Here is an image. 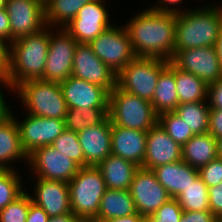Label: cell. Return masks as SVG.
I'll return each mask as SVG.
<instances>
[{
    "instance_id": "obj_1",
    "label": "cell",
    "mask_w": 222,
    "mask_h": 222,
    "mask_svg": "<svg viewBox=\"0 0 222 222\" xmlns=\"http://www.w3.org/2000/svg\"><path fill=\"white\" fill-rule=\"evenodd\" d=\"M176 14L150 8L133 17L125 29L137 57L170 61L175 53Z\"/></svg>"
},
{
    "instance_id": "obj_2",
    "label": "cell",
    "mask_w": 222,
    "mask_h": 222,
    "mask_svg": "<svg viewBox=\"0 0 222 222\" xmlns=\"http://www.w3.org/2000/svg\"><path fill=\"white\" fill-rule=\"evenodd\" d=\"M48 45L49 26L9 44V63L5 76L14 88L27 80H43Z\"/></svg>"
},
{
    "instance_id": "obj_3",
    "label": "cell",
    "mask_w": 222,
    "mask_h": 222,
    "mask_svg": "<svg viewBox=\"0 0 222 222\" xmlns=\"http://www.w3.org/2000/svg\"><path fill=\"white\" fill-rule=\"evenodd\" d=\"M215 6L180 10L176 14L175 52L215 47L222 27V8L220 5Z\"/></svg>"
},
{
    "instance_id": "obj_4",
    "label": "cell",
    "mask_w": 222,
    "mask_h": 222,
    "mask_svg": "<svg viewBox=\"0 0 222 222\" xmlns=\"http://www.w3.org/2000/svg\"><path fill=\"white\" fill-rule=\"evenodd\" d=\"M68 186L72 213L83 222H93L107 189L100 170L96 166L80 167Z\"/></svg>"
},
{
    "instance_id": "obj_5",
    "label": "cell",
    "mask_w": 222,
    "mask_h": 222,
    "mask_svg": "<svg viewBox=\"0 0 222 222\" xmlns=\"http://www.w3.org/2000/svg\"><path fill=\"white\" fill-rule=\"evenodd\" d=\"M108 117L111 123L127 129L147 132L158 123L150 101L120 89L109 93Z\"/></svg>"
},
{
    "instance_id": "obj_6",
    "label": "cell",
    "mask_w": 222,
    "mask_h": 222,
    "mask_svg": "<svg viewBox=\"0 0 222 222\" xmlns=\"http://www.w3.org/2000/svg\"><path fill=\"white\" fill-rule=\"evenodd\" d=\"M16 91L27 114L65 120L68 106L59 83L32 79L19 84Z\"/></svg>"
},
{
    "instance_id": "obj_7",
    "label": "cell",
    "mask_w": 222,
    "mask_h": 222,
    "mask_svg": "<svg viewBox=\"0 0 222 222\" xmlns=\"http://www.w3.org/2000/svg\"><path fill=\"white\" fill-rule=\"evenodd\" d=\"M168 61L156 57H135L116 78V85L131 94L151 101L160 72Z\"/></svg>"
},
{
    "instance_id": "obj_8",
    "label": "cell",
    "mask_w": 222,
    "mask_h": 222,
    "mask_svg": "<svg viewBox=\"0 0 222 222\" xmlns=\"http://www.w3.org/2000/svg\"><path fill=\"white\" fill-rule=\"evenodd\" d=\"M88 45L96 56L116 74L136 57L125 27L113 25Z\"/></svg>"
},
{
    "instance_id": "obj_9",
    "label": "cell",
    "mask_w": 222,
    "mask_h": 222,
    "mask_svg": "<svg viewBox=\"0 0 222 222\" xmlns=\"http://www.w3.org/2000/svg\"><path fill=\"white\" fill-rule=\"evenodd\" d=\"M49 28V45L43 80L60 83L71 76L74 52L78 42L64 29L52 33ZM55 35V36H54Z\"/></svg>"
},
{
    "instance_id": "obj_10",
    "label": "cell",
    "mask_w": 222,
    "mask_h": 222,
    "mask_svg": "<svg viewBox=\"0 0 222 222\" xmlns=\"http://www.w3.org/2000/svg\"><path fill=\"white\" fill-rule=\"evenodd\" d=\"M28 164L37 178L69 183L80 166L72 159L58 152L52 145L35 149L28 155Z\"/></svg>"
},
{
    "instance_id": "obj_11",
    "label": "cell",
    "mask_w": 222,
    "mask_h": 222,
    "mask_svg": "<svg viewBox=\"0 0 222 222\" xmlns=\"http://www.w3.org/2000/svg\"><path fill=\"white\" fill-rule=\"evenodd\" d=\"M104 1L92 0L85 4L76 17L64 27L79 44H89L113 26L109 22V13L103 4Z\"/></svg>"
},
{
    "instance_id": "obj_12",
    "label": "cell",
    "mask_w": 222,
    "mask_h": 222,
    "mask_svg": "<svg viewBox=\"0 0 222 222\" xmlns=\"http://www.w3.org/2000/svg\"><path fill=\"white\" fill-rule=\"evenodd\" d=\"M137 212L145 219L153 215L171 197L152 170L139 167L130 186Z\"/></svg>"
},
{
    "instance_id": "obj_13",
    "label": "cell",
    "mask_w": 222,
    "mask_h": 222,
    "mask_svg": "<svg viewBox=\"0 0 222 222\" xmlns=\"http://www.w3.org/2000/svg\"><path fill=\"white\" fill-rule=\"evenodd\" d=\"M170 61L180 70L199 77L207 85L222 79L215 47L178 50Z\"/></svg>"
},
{
    "instance_id": "obj_14",
    "label": "cell",
    "mask_w": 222,
    "mask_h": 222,
    "mask_svg": "<svg viewBox=\"0 0 222 222\" xmlns=\"http://www.w3.org/2000/svg\"><path fill=\"white\" fill-rule=\"evenodd\" d=\"M10 43L20 37L34 34L45 28V8L38 0H7Z\"/></svg>"
},
{
    "instance_id": "obj_15",
    "label": "cell",
    "mask_w": 222,
    "mask_h": 222,
    "mask_svg": "<svg viewBox=\"0 0 222 222\" xmlns=\"http://www.w3.org/2000/svg\"><path fill=\"white\" fill-rule=\"evenodd\" d=\"M23 122L12 114L18 126L21 144L27 155L35 149L48 146L65 130V121L56 118L38 117L26 114Z\"/></svg>"
},
{
    "instance_id": "obj_16",
    "label": "cell",
    "mask_w": 222,
    "mask_h": 222,
    "mask_svg": "<svg viewBox=\"0 0 222 222\" xmlns=\"http://www.w3.org/2000/svg\"><path fill=\"white\" fill-rule=\"evenodd\" d=\"M71 75L102 86L109 93L116 87L117 74L102 62L88 44L76 46Z\"/></svg>"
},
{
    "instance_id": "obj_17",
    "label": "cell",
    "mask_w": 222,
    "mask_h": 222,
    "mask_svg": "<svg viewBox=\"0 0 222 222\" xmlns=\"http://www.w3.org/2000/svg\"><path fill=\"white\" fill-rule=\"evenodd\" d=\"M182 160V146L157 123L147 131L146 154L142 168L153 170L161 165Z\"/></svg>"
},
{
    "instance_id": "obj_18",
    "label": "cell",
    "mask_w": 222,
    "mask_h": 222,
    "mask_svg": "<svg viewBox=\"0 0 222 222\" xmlns=\"http://www.w3.org/2000/svg\"><path fill=\"white\" fill-rule=\"evenodd\" d=\"M59 84L68 108H108L109 92L102 86L72 75Z\"/></svg>"
},
{
    "instance_id": "obj_19",
    "label": "cell",
    "mask_w": 222,
    "mask_h": 222,
    "mask_svg": "<svg viewBox=\"0 0 222 222\" xmlns=\"http://www.w3.org/2000/svg\"><path fill=\"white\" fill-rule=\"evenodd\" d=\"M112 123L107 116L100 124L77 132L84 154V167L97 166L111 154Z\"/></svg>"
},
{
    "instance_id": "obj_20",
    "label": "cell",
    "mask_w": 222,
    "mask_h": 222,
    "mask_svg": "<svg viewBox=\"0 0 222 222\" xmlns=\"http://www.w3.org/2000/svg\"><path fill=\"white\" fill-rule=\"evenodd\" d=\"M32 202L41 207L49 217L71 213L68 183L37 178Z\"/></svg>"
},
{
    "instance_id": "obj_21",
    "label": "cell",
    "mask_w": 222,
    "mask_h": 222,
    "mask_svg": "<svg viewBox=\"0 0 222 222\" xmlns=\"http://www.w3.org/2000/svg\"><path fill=\"white\" fill-rule=\"evenodd\" d=\"M146 138L145 131L112 124L111 153L142 167L146 154Z\"/></svg>"
},
{
    "instance_id": "obj_22",
    "label": "cell",
    "mask_w": 222,
    "mask_h": 222,
    "mask_svg": "<svg viewBox=\"0 0 222 222\" xmlns=\"http://www.w3.org/2000/svg\"><path fill=\"white\" fill-rule=\"evenodd\" d=\"M152 171L171 198H176L199 176L198 169L183 160L161 165Z\"/></svg>"
},
{
    "instance_id": "obj_23",
    "label": "cell",
    "mask_w": 222,
    "mask_h": 222,
    "mask_svg": "<svg viewBox=\"0 0 222 222\" xmlns=\"http://www.w3.org/2000/svg\"><path fill=\"white\" fill-rule=\"evenodd\" d=\"M108 189L129 190L139 166L120 156L110 154L96 166Z\"/></svg>"
},
{
    "instance_id": "obj_24",
    "label": "cell",
    "mask_w": 222,
    "mask_h": 222,
    "mask_svg": "<svg viewBox=\"0 0 222 222\" xmlns=\"http://www.w3.org/2000/svg\"><path fill=\"white\" fill-rule=\"evenodd\" d=\"M155 113L159 116L165 112L176 110L179 105L175 82V65L168 61V65L160 72L152 100Z\"/></svg>"
},
{
    "instance_id": "obj_25",
    "label": "cell",
    "mask_w": 222,
    "mask_h": 222,
    "mask_svg": "<svg viewBox=\"0 0 222 222\" xmlns=\"http://www.w3.org/2000/svg\"><path fill=\"white\" fill-rule=\"evenodd\" d=\"M217 157L216 138L209 132L194 135L182 146V160L196 169Z\"/></svg>"
},
{
    "instance_id": "obj_26",
    "label": "cell",
    "mask_w": 222,
    "mask_h": 222,
    "mask_svg": "<svg viewBox=\"0 0 222 222\" xmlns=\"http://www.w3.org/2000/svg\"><path fill=\"white\" fill-rule=\"evenodd\" d=\"M20 158L28 163V155L22 147L18 126L11 116L0 124V169H13L10 163Z\"/></svg>"
},
{
    "instance_id": "obj_27",
    "label": "cell",
    "mask_w": 222,
    "mask_h": 222,
    "mask_svg": "<svg viewBox=\"0 0 222 222\" xmlns=\"http://www.w3.org/2000/svg\"><path fill=\"white\" fill-rule=\"evenodd\" d=\"M137 212L135 202L129 190L106 189L101 198L98 215L94 221H104L124 217Z\"/></svg>"
},
{
    "instance_id": "obj_28",
    "label": "cell",
    "mask_w": 222,
    "mask_h": 222,
    "mask_svg": "<svg viewBox=\"0 0 222 222\" xmlns=\"http://www.w3.org/2000/svg\"><path fill=\"white\" fill-rule=\"evenodd\" d=\"M92 0H49L44 6L45 22L54 29L64 28L77 15L78 11Z\"/></svg>"
},
{
    "instance_id": "obj_29",
    "label": "cell",
    "mask_w": 222,
    "mask_h": 222,
    "mask_svg": "<svg viewBox=\"0 0 222 222\" xmlns=\"http://www.w3.org/2000/svg\"><path fill=\"white\" fill-rule=\"evenodd\" d=\"M175 82L179 104L207 100L208 85L192 73L175 66Z\"/></svg>"
},
{
    "instance_id": "obj_30",
    "label": "cell",
    "mask_w": 222,
    "mask_h": 222,
    "mask_svg": "<svg viewBox=\"0 0 222 222\" xmlns=\"http://www.w3.org/2000/svg\"><path fill=\"white\" fill-rule=\"evenodd\" d=\"M206 101L179 104L174 111L194 135L208 133L210 107Z\"/></svg>"
},
{
    "instance_id": "obj_31",
    "label": "cell",
    "mask_w": 222,
    "mask_h": 222,
    "mask_svg": "<svg viewBox=\"0 0 222 222\" xmlns=\"http://www.w3.org/2000/svg\"><path fill=\"white\" fill-rule=\"evenodd\" d=\"M175 199L183 211H210L208 188L199 176Z\"/></svg>"
},
{
    "instance_id": "obj_32",
    "label": "cell",
    "mask_w": 222,
    "mask_h": 222,
    "mask_svg": "<svg viewBox=\"0 0 222 222\" xmlns=\"http://www.w3.org/2000/svg\"><path fill=\"white\" fill-rule=\"evenodd\" d=\"M108 116V108H68L65 116L66 130L79 132L100 124Z\"/></svg>"
},
{
    "instance_id": "obj_33",
    "label": "cell",
    "mask_w": 222,
    "mask_h": 222,
    "mask_svg": "<svg viewBox=\"0 0 222 222\" xmlns=\"http://www.w3.org/2000/svg\"><path fill=\"white\" fill-rule=\"evenodd\" d=\"M17 172L14 169H0V211L25 192Z\"/></svg>"
},
{
    "instance_id": "obj_34",
    "label": "cell",
    "mask_w": 222,
    "mask_h": 222,
    "mask_svg": "<svg viewBox=\"0 0 222 222\" xmlns=\"http://www.w3.org/2000/svg\"><path fill=\"white\" fill-rule=\"evenodd\" d=\"M159 125L176 143L183 146L194 136L187 124L174 111L165 112L158 116Z\"/></svg>"
},
{
    "instance_id": "obj_35",
    "label": "cell",
    "mask_w": 222,
    "mask_h": 222,
    "mask_svg": "<svg viewBox=\"0 0 222 222\" xmlns=\"http://www.w3.org/2000/svg\"><path fill=\"white\" fill-rule=\"evenodd\" d=\"M51 145L55 147L58 152L72 159L80 167H84V154L77 132L65 130Z\"/></svg>"
},
{
    "instance_id": "obj_36",
    "label": "cell",
    "mask_w": 222,
    "mask_h": 222,
    "mask_svg": "<svg viewBox=\"0 0 222 222\" xmlns=\"http://www.w3.org/2000/svg\"><path fill=\"white\" fill-rule=\"evenodd\" d=\"M30 193L25 192L0 211V222H26L30 204Z\"/></svg>"
},
{
    "instance_id": "obj_37",
    "label": "cell",
    "mask_w": 222,
    "mask_h": 222,
    "mask_svg": "<svg viewBox=\"0 0 222 222\" xmlns=\"http://www.w3.org/2000/svg\"><path fill=\"white\" fill-rule=\"evenodd\" d=\"M182 214L183 210L177 200L171 198L146 220L148 222H179Z\"/></svg>"
},
{
    "instance_id": "obj_38",
    "label": "cell",
    "mask_w": 222,
    "mask_h": 222,
    "mask_svg": "<svg viewBox=\"0 0 222 222\" xmlns=\"http://www.w3.org/2000/svg\"><path fill=\"white\" fill-rule=\"evenodd\" d=\"M198 172L207 188L219 185L222 182V158L213 159L207 165L200 167Z\"/></svg>"
},
{
    "instance_id": "obj_39",
    "label": "cell",
    "mask_w": 222,
    "mask_h": 222,
    "mask_svg": "<svg viewBox=\"0 0 222 222\" xmlns=\"http://www.w3.org/2000/svg\"><path fill=\"white\" fill-rule=\"evenodd\" d=\"M209 192V208L214 216L222 222V182L208 188Z\"/></svg>"
},
{
    "instance_id": "obj_40",
    "label": "cell",
    "mask_w": 222,
    "mask_h": 222,
    "mask_svg": "<svg viewBox=\"0 0 222 222\" xmlns=\"http://www.w3.org/2000/svg\"><path fill=\"white\" fill-rule=\"evenodd\" d=\"M207 102L210 109H222V79L208 85Z\"/></svg>"
},
{
    "instance_id": "obj_41",
    "label": "cell",
    "mask_w": 222,
    "mask_h": 222,
    "mask_svg": "<svg viewBox=\"0 0 222 222\" xmlns=\"http://www.w3.org/2000/svg\"><path fill=\"white\" fill-rule=\"evenodd\" d=\"M179 222H220L211 211H183Z\"/></svg>"
},
{
    "instance_id": "obj_42",
    "label": "cell",
    "mask_w": 222,
    "mask_h": 222,
    "mask_svg": "<svg viewBox=\"0 0 222 222\" xmlns=\"http://www.w3.org/2000/svg\"><path fill=\"white\" fill-rule=\"evenodd\" d=\"M2 84L5 87H9V89L11 91L15 90V88L12 86L11 82L6 78V76L4 74H0V124L5 122L12 115V112L9 109V107L4 99V96L2 94L3 93L1 90Z\"/></svg>"
},
{
    "instance_id": "obj_43",
    "label": "cell",
    "mask_w": 222,
    "mask_h": 222,
    "mask_svg": "<svg viewBox=\"0 0 222 222\" xmlns=\"http://www.w3.org/2000/svg\"><path fill=\"white\" fill-rule=\"evenodd\" d=\"M208 132L216 139L222 136V109H210Z\"/></svg>"
},
{
    "instance_id": "obj_44",
    "label": "cell",
    "mask_w": 222,
    "mask_h": 222,
    "mask_svg": "<svg viewBox=\"0 0 222 222\" xmlns=\"http://www.w3.org/2000/svg\"><path fill=\"white\" fill-rule=\"evenodd\" d=\"M49 218L50 217L41 207L33 202L30 204L26 222H48Z\"/></svg>"
},
{
    "instance_id": "obj_45",
    "label": "cell",
    "mask_w": 222,
    "mask_h": 222,
    "mask_svg": "<svg viewBox=\"0 0 222 222\" xmlns=\"http://www.w3.org/2000/svg\"><path fill=\"white\" fill-rule=\"evenodd\" d=\"M9 63V43L0 37V74L7 72Z\"/></svg>"
},
{
    "instance_id": "obj_46",
    "label": "cell",
    "mask_w": 222,
    "mask_h": 222,
    "mask_svg": "<svg viewBox=\"0 0 222 222\" xmlns=\"http://www.w3.org/2000/svg\"><path fill=\"white\" fill-rule=\"evenodd\" d=\"M0 37L10 44V23L6 9H0Z\"/></svg>"
},
{
    "instance_id": "obj_47",
    "label": "cell",
    "mask_w": 222,
    "mask_h": 222,
    "mask_svg": "<svg viewBox=\"0 0 222 222\" xmlns=\"http://www.w3.org/2000/svg\"><path fill=\"white\" fill-rule=\"evenodd\" d=\"M160 1L159 4L160 5H157L156 6H151L150 9L151 10H154V11H158V12H170V13H175V14H178L180 11H179V8H172V7H168V5L172 4L171 6L174 7L175 4H178V3H181L182 0H158ZM166 3V4H165ZM168 3V4H167ZM164 5V6H163Z\"/></svg>"
},
{
    "instance_id": "obj_48",
    "label": "cell",
    "mask_w": 222,
    "mask_h": 222,
    "mask_svg": "<svg viewBox=\"0 0 222 222\" xmlns=\"http://www.w3.org/2000/svg\"><path fill=\"white\" fill-rule=\"evenodd\" d=\"M145 220L140 214H132L124 217H116L107 219L104 221H93V222H143Z\"/></svg>"
},
{
    "instance_id": "obj_49",
    "label": "cell",
    "mask_w": 222,
    "mask_h": 222,
    "mask_svg": "<svg viewBox=\"0 0 222 222\" xmlns=\"http://www.w3.org/2000/svg\"><path fill=\"white\" fill-rule=\"evenodd\" d=\"M48 222H83L78 216L74 215L72 212L69 214L50 217Z\"/></svg>"
},
{
    "instance_id": "obj_50",
    "label": "cell",
    "mask_w": 222,
    "mask_h": 222,
    "mask_svg": "<svg viewBox=\"0 0 222 222\" xmlns=\"http://www.w3.org/2000/svg\"><path fill=\"white\" fill-rule=\"evenodd\" d=\"M216 51H217V56L219 59L220 67L222 70V27L219 33V37L217 39L216 45H215Z\"/></svg>"
},
{
    "instance_id": "obj_51",
    "label": "cell",
    "mask_w": 222,
    "mask_h": 222,
    "mask_svg": "<svg viewBox=\"0 0 222 222\" xmlns=\"http://www.w3.org/2000/svg\"><path fill=\"white\" fill-rule=\"evenodd\" d=\"M217 142V155L222 158V136L216 139Z\"/></svg>"
},
{
    "instance_id": "obj_52",
    "label": "cell",
    "mask_w": 222,
    "mask_h": 222,
    "mask_svg": "<svg viewBox=\"0 0 222 222\" xmlns=\"http://www.w3.org/2000/svg\"><path fill=\"white\" fill-rule=\"evenodd\" d=\"M7 0H0V9H5Z\"/></svg>"
},
{
    "instance_id": "obj_53",
    "label": "cell",
    "mask_w": 222,
    "mask_h": 222,
    "mask_svg": "<svg viewBox=\"0 0 222 222\" xmlns=\"http://www.w3.org/2000/svg\"><path fill=\"white\" fill-rule=\"evenodd\" d=\"M38 1L41 2L45 6L49 0H38Z\"/></svg>"
}]
</instances>
